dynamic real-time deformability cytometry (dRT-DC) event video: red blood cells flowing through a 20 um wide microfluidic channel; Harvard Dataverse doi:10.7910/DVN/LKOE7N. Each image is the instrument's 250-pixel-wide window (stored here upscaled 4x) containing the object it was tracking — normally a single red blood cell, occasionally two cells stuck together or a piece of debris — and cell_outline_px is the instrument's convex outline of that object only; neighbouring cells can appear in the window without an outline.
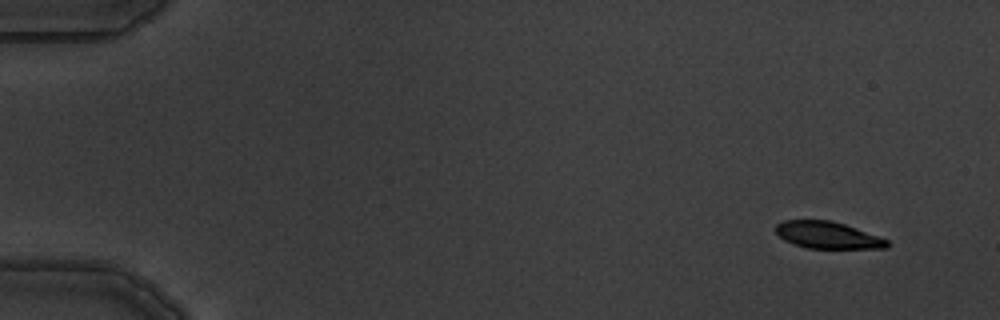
{"species": "common noctule bat (a hibernating species)", "species_latin": "Nyctalus noctula", "temperature_condition": "warm", "stored_images_in_passage": 4, "camera_frame_rate_fps": 3000, "um_per_image_px": 0.085, "animal": {"sex": "male", "body_mass_g": 19.5, "forearm_length_mm": 54.6}, "frame": {"image": 1, "passage_image": 1, "time_ms": 0.0, "image_size_px": [1000, 320], "cell_outline_px": [[888, 248], [804, 248], [792, 244], [784, 240], [776, 232], [776, 224], [784, 220], [832, 220], [880, 236], [888, 240]], "centroid_in_image_um": [70.34, 19.98], "position_along_channel_um": 14.7, "area_um2": 17.51}}
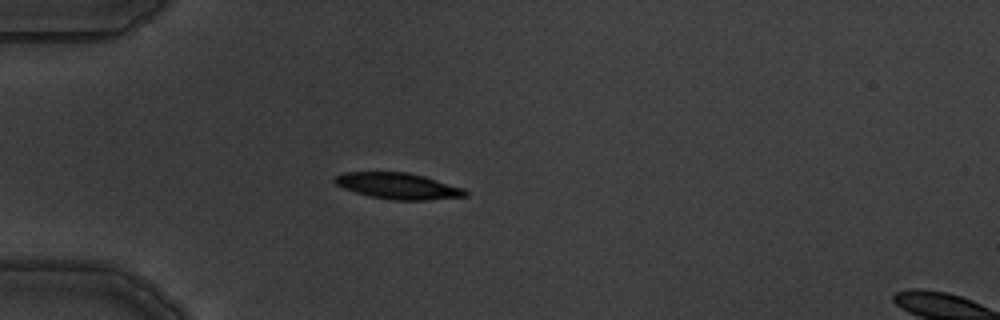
{"frame": {"image": 2, "passage_image": 4, "time_ms": 4.0, "image_size_px": [1000, 320], "cell_outline_px": [[468, 196], [424, 200], [392, 200], [372, 196], [356, 192], [344, 188], [336, 184], [332, 180], [336, 176], [344, 172], [408, 172], [424, 176], [464, 188], [468, 192]], "centroid_in_image_um": [33.85, 15.8], "position_along_channel_um": 51.1, "area_um2": 19.77}}